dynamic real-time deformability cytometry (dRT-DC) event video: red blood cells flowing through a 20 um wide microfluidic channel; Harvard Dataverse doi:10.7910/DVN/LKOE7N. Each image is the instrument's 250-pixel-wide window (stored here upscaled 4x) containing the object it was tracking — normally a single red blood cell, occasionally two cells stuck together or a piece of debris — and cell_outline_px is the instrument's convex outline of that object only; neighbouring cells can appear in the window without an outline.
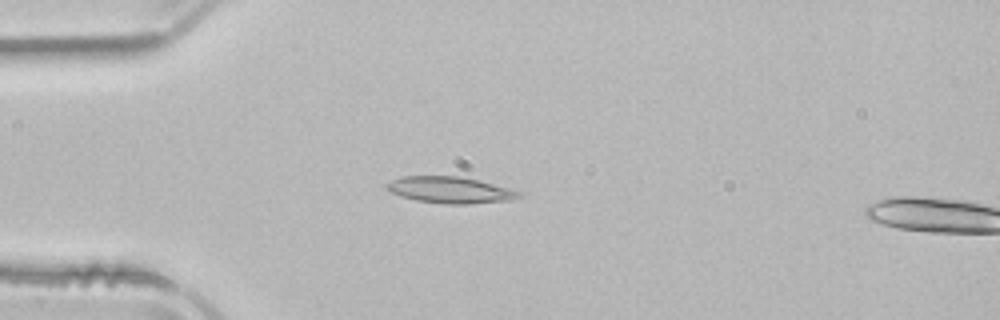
{"species": "common noctule bat (a hibernating species)", "species_latin": "Nyctalus noctula", "temperature_condition": "room temperature", "stored_images_in_passage": 53, "camera_frame_rate_fps": 3000, "um_per_image_px": 0.085, "animal": {"sex": "male", "body_mass_g": 21.5, "forearm_length_mm": 52.0}, "frame": {"image": 1, "passage_image": 14, "time_ms": 4.333, "image_size_px": [1000, 320], "cell_outline_px": [[524, 192], [520, 196], [512, 200], [472, 204], [448, 204], [416, 200], [400, 196], [384, 188], [384, 184], [400, 176], [460, 176], [480, 180]], "centroid_in_image_um": [38.27, 16.14], "position_along_channel_um": 46.7, "area_um2": 20.63}}
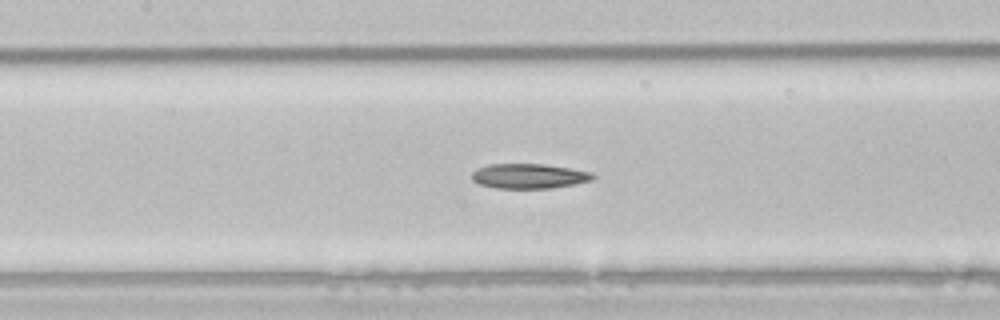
{"frame": {"image": 2, "passage_image": 24, "time_ms": 7.667, "image_size_px": [1000, 320], "cell_outline_px": [[596, 176], [592, 180], [576, 184], [552, 188], [496, 188], [480, 184], [472, 180], [472, 172], [476, 168], [488, 164], [544, 164], [592, 172]], "centroid_in_image_um": [44.96, 14.96], "position_along_channel_um": 162.4, "area_um2": 17.57}}
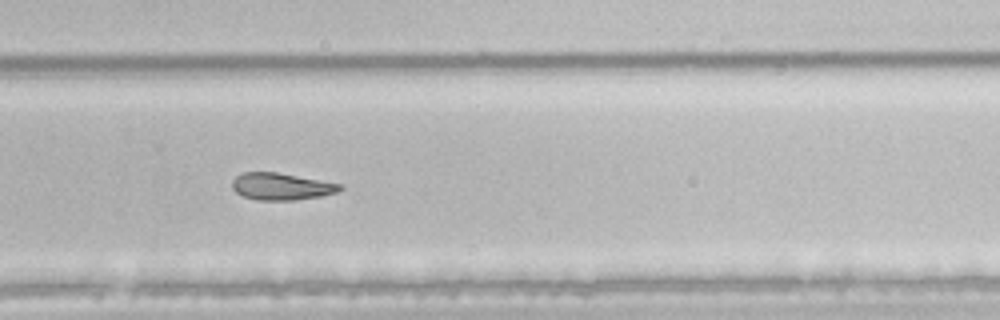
{"frame": {"image": 3, "passage_image": 35, "time_ms": 11.333, "image_size_px": [1000, 320], "cell_outline_px": [[344, 188], [336, 192], [320, 196], [292, 200], [256, 200], [244, 196], [236, 192], [232, 188], [232, 180], [236, 176], [244, 172], [276, 172], [344, 184]], "centroid_in_image_um": [23.92, 15.84], "position_along_channel_um": 305.9, "area_um2": 16.94}, "authors_computed_cell_mechanics": {"area_um2": 19.4208, "velocity_mm_per_s": 3.9353, "shape_relaxation_time_tau1_ms": 7.4358, "shape_relaxation_time_tau2_ms": 9.7394, "deformation_change_tau1": 0.1594, "deformation_change_tau2": 0.1834}}